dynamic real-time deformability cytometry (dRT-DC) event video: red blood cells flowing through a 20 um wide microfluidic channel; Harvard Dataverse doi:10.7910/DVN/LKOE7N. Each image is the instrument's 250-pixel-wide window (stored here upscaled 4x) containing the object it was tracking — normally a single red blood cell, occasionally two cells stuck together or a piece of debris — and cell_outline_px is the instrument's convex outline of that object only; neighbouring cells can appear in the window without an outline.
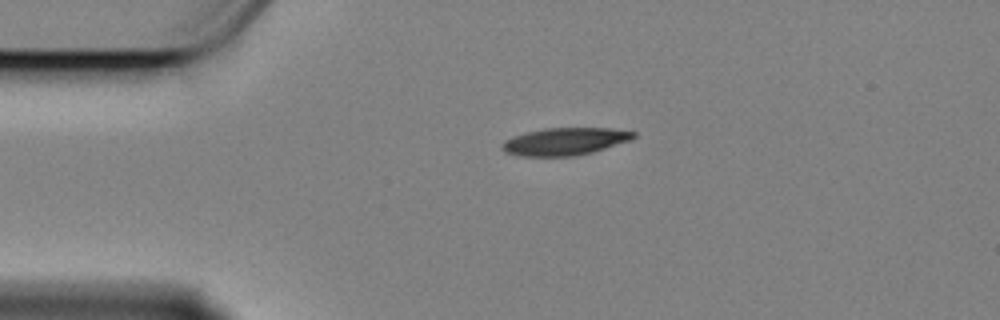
{"species": "Egyptian fruit bat (a non-hibernating species)", "species_latin": "Rousettus aegyptiacus", "temperature_condition": "cold", "stored_images_in_passage": 40, "camera_frame_rate_fps": 3000, "um_per_image_px": 0.085, "animal": {"sex": "female"}, "frame": {"image": 1, "passage_image": 1, "time_ms": 0.0, "image_size_px": [1000, 320], "cell_outline_px": [[636, 136], [628, 140], [592, 152], [572, 156], [524, 156], [508, 152], [504, 148], [504, 140], [512, 136], [524, 132], [544, 128], [612, 128], [636, 132]], "centroid_in_image_um": [48.02, 12.0], "position_along_channel_um": 37.0, "area_um2": 20.63}}
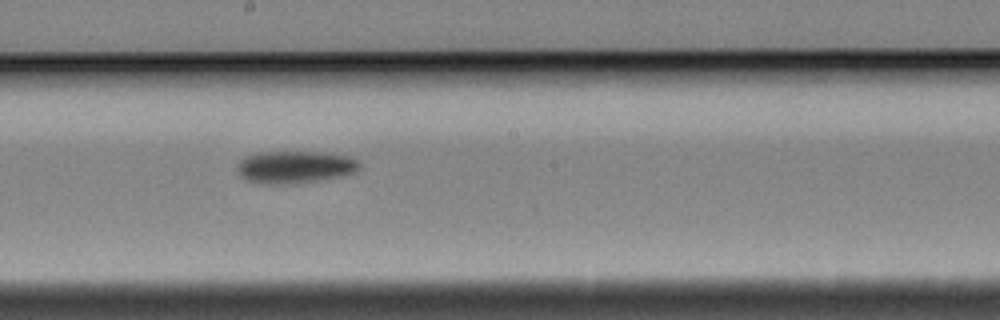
{"frame": {"image": 2, "passage_image": 20, "time_ms": 6.333, "image_size_px": [1000, 320], "cell_outline_px": [[360, 168], [356, 172], [340, 176], [296, 184], [260, 184], [248, 180], [240, 176], [240, 160], [248, 156], [260, 152], [324, 152], [348, 156], [356, 160], [360, 164]], "centroid_in_image_um": [25.11, 14.2], "position_along_channel_um": 223.1, "area_um2": 22.89}}
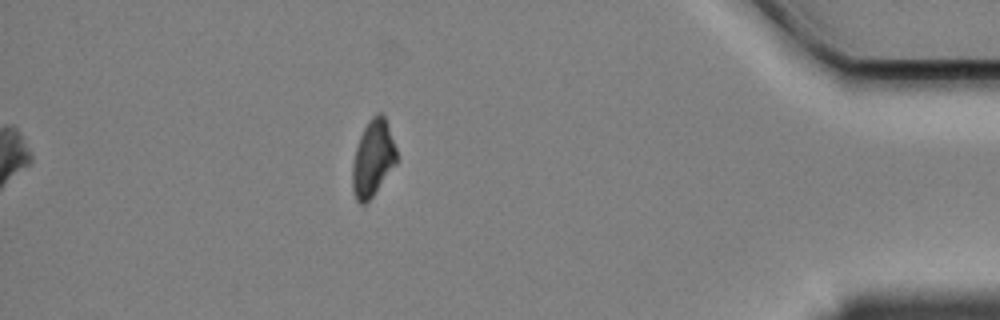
{"frame": {"image": 3, "passage_image": 40, "time_ms": 13.0, "image_size_px": [1000, 320], "cell_outline_px": [[396, 164], [372, 196], [364, 204], [360, 204], [356, 200], [352, 188], [352, 164], [356, 148], [360, 136], [368, 120], [376, 112], [380, 112], [384, 116], [396, 148]], "centroid_in_image_um": [31.68, 13.45], "position_along_channel_um": 403.5, "area_um2": 19.42}, "authors_computed_cell_mechanics": {"area_um2": 21.8195, "velocity_mm_per_s": 3.3824, "shape_relaxation_time_tau1_ms": 2.4639, "shape_relaxation_time_tau2_ms": null, "deformation_change_tau1": 0.1313, "deformation_change_tau2": null}}